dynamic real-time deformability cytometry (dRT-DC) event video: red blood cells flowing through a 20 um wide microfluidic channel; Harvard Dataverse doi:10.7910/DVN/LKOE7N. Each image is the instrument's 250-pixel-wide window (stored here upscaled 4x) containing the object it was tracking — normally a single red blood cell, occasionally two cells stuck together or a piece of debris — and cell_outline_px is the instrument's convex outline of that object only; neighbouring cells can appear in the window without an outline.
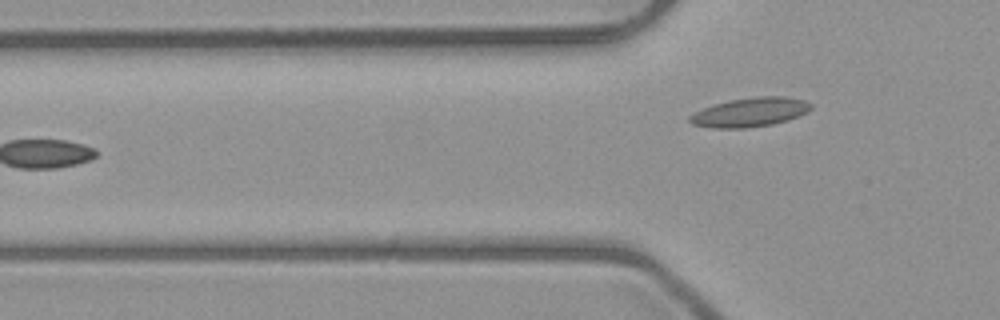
{"species": "common noctule bat (a hibernating species)", "species_latin": "Nyctalus noctula", "temperature_condition": "room temperature", "stored_images_in_passage": 6, "camera_frame_rate_fps": 3000, "um_per_image_px": 0.085, "animal": {"sex": "male", "body_mass_g": 23.1, "forearm_length_mm": 52.7}, "frame": {"image": 1, "passage_image": 6, "time_ms": 6.667, "image_size_px": [1000, 320], "cell_outline_px": [[812, 108], [808, 112], [788, 120], [772, 124], [744, 128], [712, 128], [692, 124], [688, 120], [688, 116], [692, 112], [712, 104], [732, 100], [756, 96], [784, 96], [804, 100], [812, 104]], "centroid_in_image_um": [63.72, 9.53], "position_along_channel_um": 62.1, "area_um2": 20.75}}